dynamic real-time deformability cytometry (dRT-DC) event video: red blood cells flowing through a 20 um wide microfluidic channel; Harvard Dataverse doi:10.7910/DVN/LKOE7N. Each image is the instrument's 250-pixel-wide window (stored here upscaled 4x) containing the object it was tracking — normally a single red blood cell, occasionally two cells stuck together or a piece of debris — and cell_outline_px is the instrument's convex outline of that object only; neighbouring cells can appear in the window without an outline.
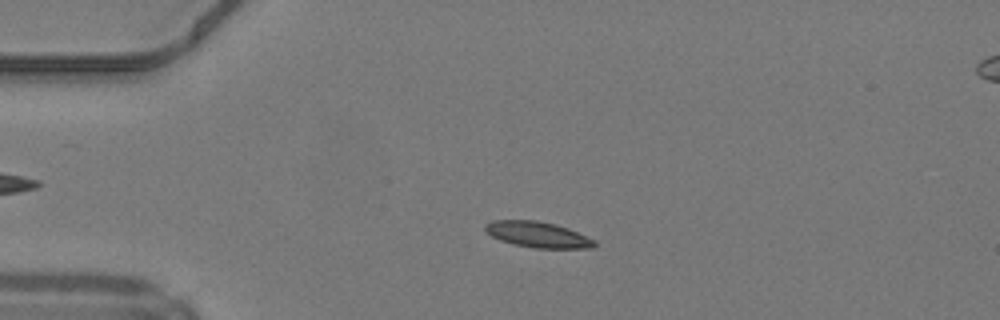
{"species": "common noctule bat (a hibernating species)", "species_latin": "Nyctalus noctula", "temperature_condition": "warm", "stored_images_in_passage": 46, "camera_frame_rate_fps": 3000, "um_per_image_px": 0.085, "animal": {"sex": "male", "body_mass_g": 19.2, "forearm_length_mm": 51.8}, "frame": {"image": 1, "passage_image": 11, "time_ms": 3.333, "image_size_px": [1000, 320], "cell_outline_px": [[596, 244], [592, 248], [536, 248], [512, 244], [500, 240], [492, 236], [484, 228], [484, 224], [492, 220], [536, 220], [556, 224], [568, 228], [596, 240]], "centroid_in_image_um": [45.71, 19.93], "position_along_channel_um": 39.3, "area_um2": 16.47}}
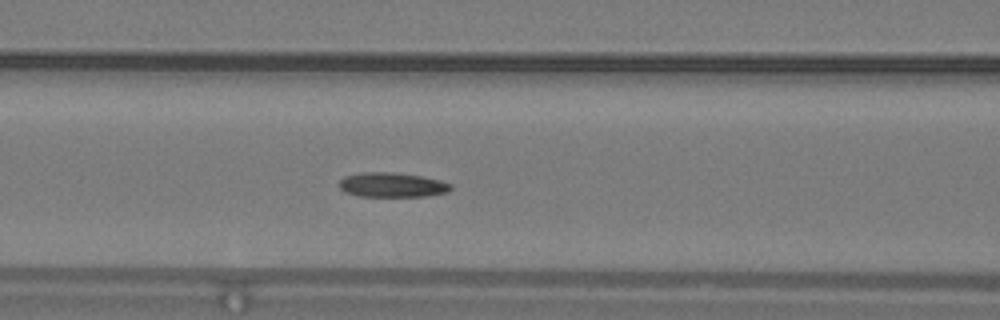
{"frame": {"image": 2, "passage_image": 20, "time_ms": 6.333, "image_size_px": [1000, 320], "cell_outline_px": [[452, 188], [448, 192], [428, 196], [360, 196], [344, 192], [340, 188], [340, 180], [344, 176], [360, 172], [392, 172], [420, 176], [440, 180], [452, 184]], "centroid_in_image_um": [33.33, 15.71], "position_along_channel_um": 133.3, "area_um2": 16.01}}
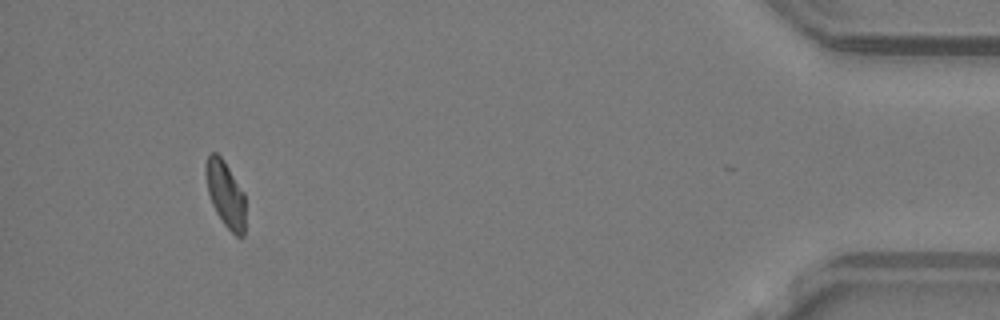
{"frame": {"image": 3, "passage_image": 45, "time_ms": 14.667, "image_size_px": [1000, 320], "cell_outline_px": [[244, 236], [236, 236], [224, 224], [216, 212], [212, 204], [208, 192], [204, 172], [204, 164], [208, 152], [216, 152], [224, 160], [244, 192]], "centroid_in_image_um": [19.13, 16.43], "position_along_channel_um": 416.1, "area_um2": 15.37}, "authors_computed_cell_mechanics": {"area_um2": 15.8661, "velocity_mm_per_s": 4.2412, "shape_relaxation_time_tau1_ms": null, "shape_relaxation_time_tau2_ms": 5.6087, "deformation_change_tau1": null, "deformation_change_tau2": 0.1286}}